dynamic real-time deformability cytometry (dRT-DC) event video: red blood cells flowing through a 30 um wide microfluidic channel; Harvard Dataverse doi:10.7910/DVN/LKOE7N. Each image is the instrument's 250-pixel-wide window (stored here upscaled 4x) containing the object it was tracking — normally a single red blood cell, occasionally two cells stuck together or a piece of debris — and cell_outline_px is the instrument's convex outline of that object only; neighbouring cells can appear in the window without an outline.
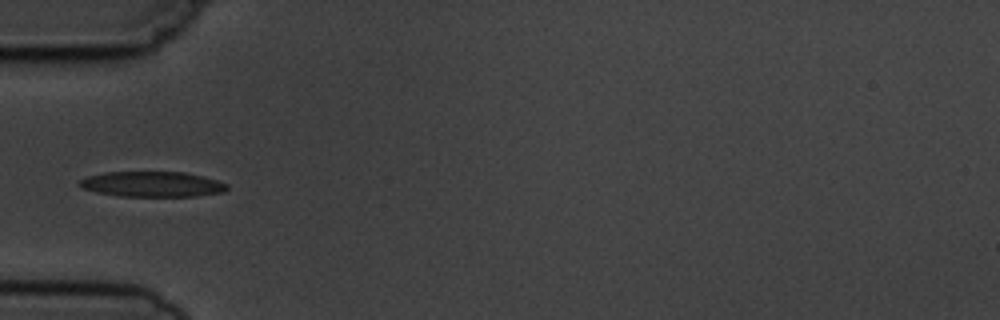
{"species": "common noctule bat (a hibernating species)", "species_latin": "Nyctalus noctula", "temperature_condition": "cold", "stored_images_in_passage": 6, "camera_frame_rate_fps": 3000, "um_per_image_px": 0.085, "animal": {"sex": "male", "body_mass_g": 19.5, "forearm_length_mm": 54.6}, "frame": {"image": 1, "passage_image": 6, "time_ms": 5.667, "image_size_px": [1000, 320], "cell_outline_px": [[228, 188], [224, 192], [196, 196], [120, 196], [96, 192], [84, 188], [76, 184], [80, 180], [88, 176], [104, 172], [184, 172], [216, 180], [228, 184]], "centroid_in_image_um": [12.92, 15.66], "position_along_channel_um": 72.1, "area_um2": 21.68}}